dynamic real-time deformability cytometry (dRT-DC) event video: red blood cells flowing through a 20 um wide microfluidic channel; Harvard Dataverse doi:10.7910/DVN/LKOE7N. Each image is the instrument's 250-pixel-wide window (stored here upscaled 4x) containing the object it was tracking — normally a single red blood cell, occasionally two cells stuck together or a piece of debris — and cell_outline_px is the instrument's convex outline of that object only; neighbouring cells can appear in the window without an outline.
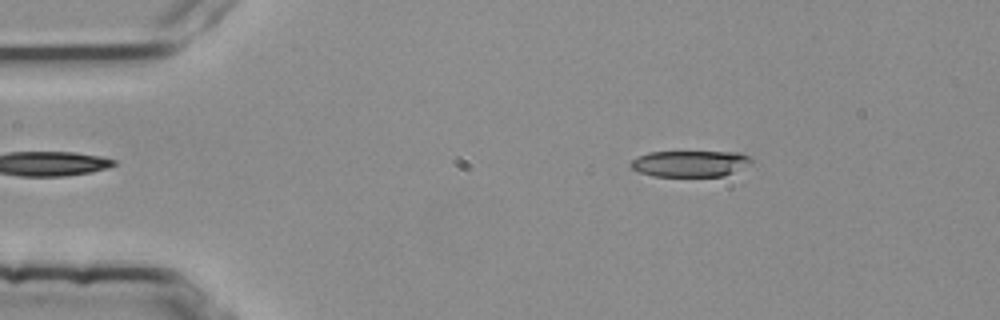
{"species": "common noctule bat (a hibernating species)", "species_latin": "Nyctalus noctula", "temperature_condition": "room temperature", "stored_images_in_passage": 53, "camera_frame_rate_fps": 3000, "um_per_image_px": 0.085, "animal": {"sex": "female", "body_mass_g": 25.1}, "frame": {"image": 1, "passage_image": 8, "time_ms": 2.333, "image_size_px": [1000, 320], "cell_outline_px": [[752, 164], [724, 176], [652, 176], [640, 172], [632, 168], [628, 164], [636, 156], [648, 152], [740, 152], [748, 156], [752, 160]], "centroid_in_image_um": [58.65, 13.9], "position_along_channel_um": 26.4, "area_um2": 18.55}}
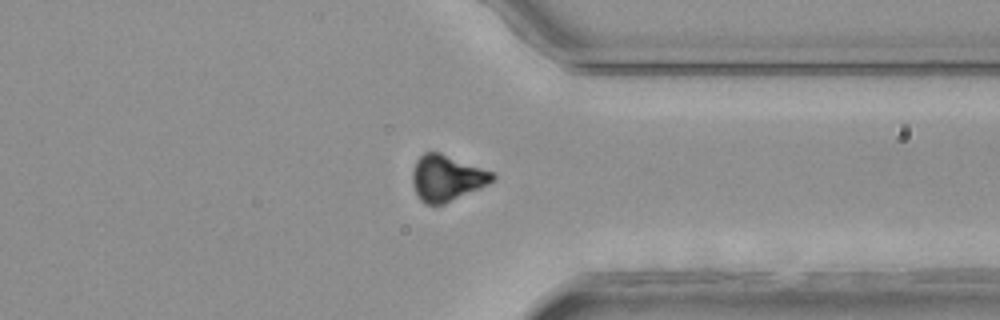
{"frame": {"image": 2, "passage_image": 41, "time_ms": 13.333, "image_size_px": [1000, 320], "cell_outline_px": [[496, 180], [488, 184], [444, 204], [424, 204], [420, 200], [412, 184], [412, 172], [416, 160], [424, 152], [440, 152], [496, 172]], "centroid_in_image_um": [38.0, 15.11], "position_along_channel_um": 373.4, "area_um2": 21.68}}
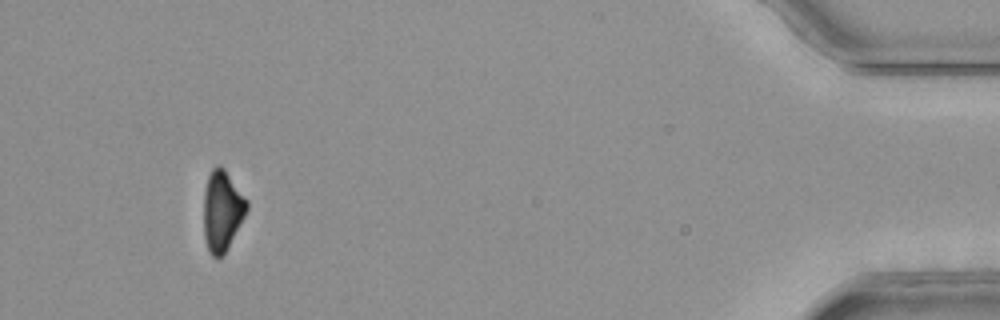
{"frame": {"image": 3, "passage_image": 50, "time_ms": 16.333, "image_size_px": [1000, 320], "cell_outline_px": [[248, 208], [224, 256], [216, 260], [212, 256], [208, 248], [204, 236], [204, 188], [208, 176], [212, 168], [216, 164], [220, 164], [224, 168], [248, 200]], "centroid_in_image_um": [18.88, 17.91], "position_along_channel_um": 416.3, "area_um2": 20.4}, "authors_computed_cell_mechanics": {"area_um2": 21.2704, "velocity_mm_per_s": 3.7952, "shape_relaxation_time_tau1_ms": 4.386, "shape_relaxation_time_tau2_ms": null, "deformation_change_tau1": 0.1478, "deformation_change_tau2": null}}